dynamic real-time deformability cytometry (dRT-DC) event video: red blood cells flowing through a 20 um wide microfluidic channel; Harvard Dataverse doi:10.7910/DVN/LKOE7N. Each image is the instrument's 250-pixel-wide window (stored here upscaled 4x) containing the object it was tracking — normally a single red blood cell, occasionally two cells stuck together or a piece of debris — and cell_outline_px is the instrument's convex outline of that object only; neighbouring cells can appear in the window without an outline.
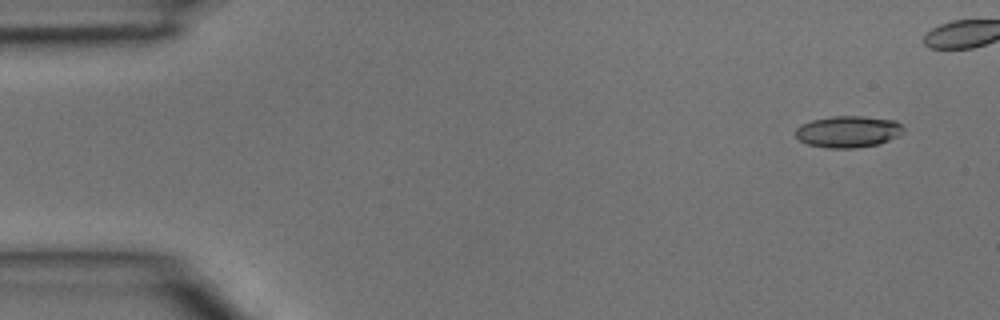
{"species": "common noctule bat (a hibernating species)", "species_latin": "Nyctalus noctula", "temperature_condition": "room temperature", "stored_images_in_passage": 4, "camera_frame_rate_fps": 3000, "um_per_image_px": 0.085, "animal": {"sex": "male", "body_mass_g": 15.6}, "frame": {"image": 1, "passage_image": 1, "time_ms": 0.0, "image_size_px": [1000, 320], "cell_outline_px": [[904, 132], [900, 136], [880, 144], [852, 148], [828, 148], [808, 144], [800, 140], [796, 136], [796, 128], [800, 124], [812, 120], [832, 116], [860, 116], [896, 120], [904, 128]], "centroid_in_image_um": [72.12, 11.19], "position_along_channel_um": 12.9, "area_um2": 20.0}}